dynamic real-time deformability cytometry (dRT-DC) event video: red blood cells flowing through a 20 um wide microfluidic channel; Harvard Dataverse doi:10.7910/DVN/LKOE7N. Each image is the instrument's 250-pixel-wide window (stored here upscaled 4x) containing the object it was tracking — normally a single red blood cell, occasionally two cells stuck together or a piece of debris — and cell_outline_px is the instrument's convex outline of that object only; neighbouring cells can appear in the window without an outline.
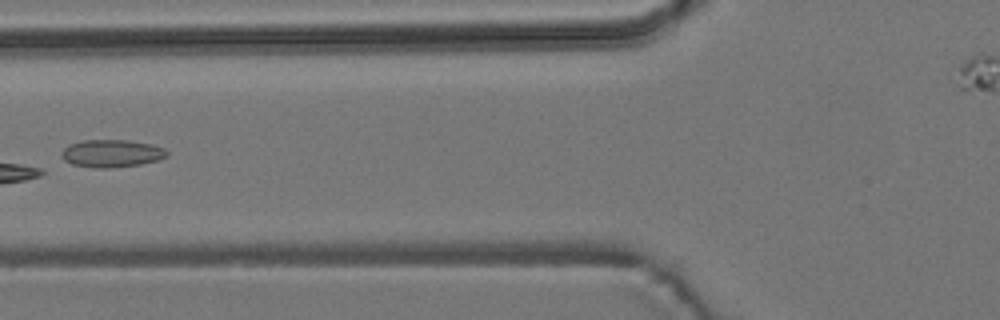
{"species": "common noctule bat (a hibernating species)", "species_latin": "Nyctalus noctula", "temperature_condition": "room temperature", "stored_images_in_passage": 4, "camera_frame_rate_fps": 3000, "um_per_image_px": 0.085, "animal": {"sex": "male", "body_mass_g": 19.2, "forearm_length_mm": 51.8}, "frame": {"image": 1, "passage_image": 4, "time_ms": 3.333, "image_size_px": [1000, 320], "cell_outline_px": [[168, 156], [160, 160], [140, 164], [112, 168], [96, 168], [72, 164], [64, 160], [60, 156], [60, 152], [68, 144], [84, 140], [128, 140], [152, 144], [164, 148], [168, 152]], "centroid_in_image_um": [9.49, 13.04], "position_along_channel_um": 116.3, "area_um2": 17.17}}